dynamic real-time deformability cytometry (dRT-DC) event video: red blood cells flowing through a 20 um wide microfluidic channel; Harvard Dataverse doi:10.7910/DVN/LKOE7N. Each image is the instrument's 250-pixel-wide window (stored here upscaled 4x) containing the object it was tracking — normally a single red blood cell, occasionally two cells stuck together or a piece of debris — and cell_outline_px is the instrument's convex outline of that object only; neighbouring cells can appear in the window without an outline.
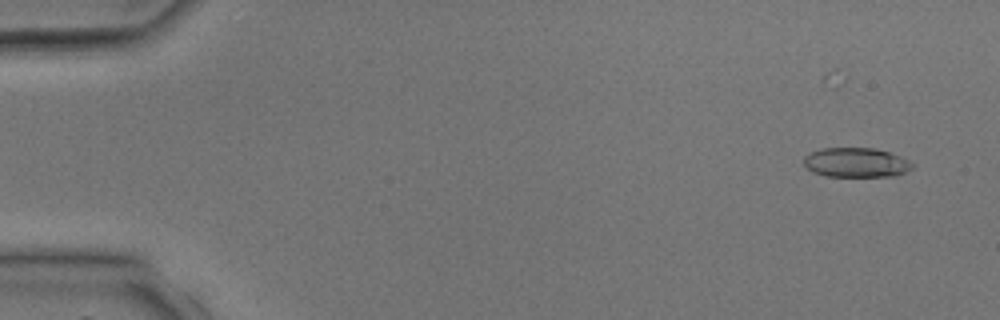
{"species": "common noctule bat (a hibernating species)", "species_latin": "Nyctalus noctula", "temperature_condition": "room temperature", "stored_images_in_passage": 4, "camera_frame_rate_fps": 3000, "um_per_image_px": 0.085, "animal": {"sex": "male", "body_mass_g": 17.9, "forearm_length_mm": 54.2}, "frame": {"image": 1, "passage_image": 1, "time_ms": 0.0, "image_size_px": [1000, 320], "cell_outline_px": [[916, 164], [912, 168], [904, 172], [892, 176], [824, 176], [812, 172], [804, 164], [804, 156], [812, 152], [824, 148], [872, 148], [888, 152], [900, 156]], "centroid_in_image_um": [72.77, 13.82], "position_along_channel_um": 12.2, "area_um2": 18.55}}